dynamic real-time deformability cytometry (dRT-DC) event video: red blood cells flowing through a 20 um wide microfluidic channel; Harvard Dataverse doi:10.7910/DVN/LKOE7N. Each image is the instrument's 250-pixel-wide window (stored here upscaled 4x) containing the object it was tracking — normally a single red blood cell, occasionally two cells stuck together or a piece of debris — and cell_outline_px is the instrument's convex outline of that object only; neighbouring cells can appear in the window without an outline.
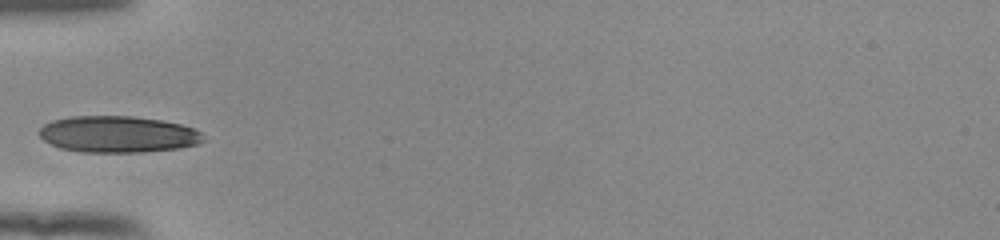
{"species": "human", "species_latin": "Homo sapiens", "temperature_condition": "room temperature", "stored_images_in_passage": 9, "camera_frame_rate_fps": 3000, "um_per_image_px": 0.085, "donor": {"sex": "female"}, "frame": {"image": 1, "passage_image": 1, "time_ms": 0.0, "image_size_px": [1000, 240], "cell_outline_px": [[204, 140], [196, 144], [180, 148], [144, 152], [80, 152], [60, 148], [44, 140], [40, 136], [40, 128], [44, 124], [52, 120], [68, 116], [132, 116], [160, 120], [180, 124], [192, 128], [200, 132]], "centroid_in_image_um": [10.0, 11.41], "position_along_channel_um": 75.0, "area_um2": 34.85}}
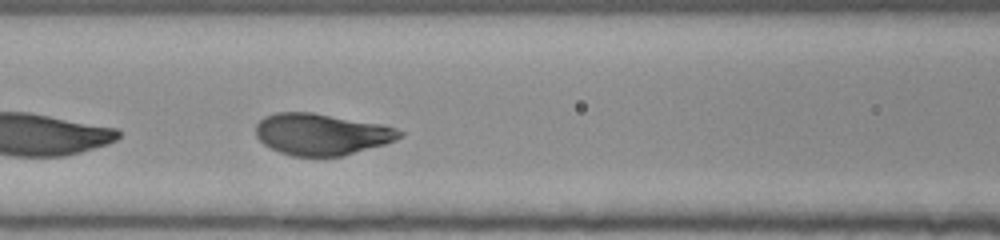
{"frame": {"image": 2, "passage_image": 6, "time_ms": 1.667, "image_size_px": [1000, 240], "cell_outline_px": [[404, 136], [396, 140], [384, 144], [340, 156], [292, 156], [280, 152], [264, 144], [256, 136], [256, 124], [264, 116], [276, 112], [312, 112], [380, 124], [396, 128], [404, 132]], "centroid_in_image_um": [27.32, 11.4], "position_along_channel_um": 139.3, "area_um2": 34.62}}